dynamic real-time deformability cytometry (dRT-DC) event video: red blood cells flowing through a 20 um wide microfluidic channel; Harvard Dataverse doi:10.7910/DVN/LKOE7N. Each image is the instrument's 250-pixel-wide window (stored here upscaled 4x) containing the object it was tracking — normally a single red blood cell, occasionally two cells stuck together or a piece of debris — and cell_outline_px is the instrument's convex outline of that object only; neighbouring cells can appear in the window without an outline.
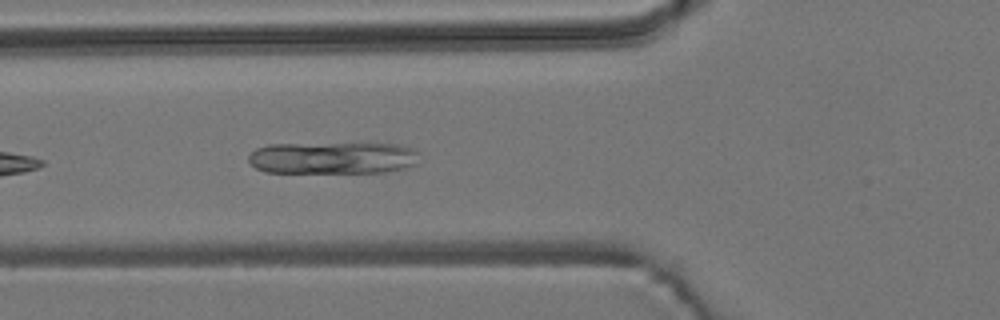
{"species": "common noctule bat (a hibernating species)", "species_latin": "Nyctalus noctula", "temperature_condition": "room temperature", "stored_images_in_passage": 5, "camera_frame_rate_fps": 3000, "um_per_image_px": 0.085, "animal": {"sex": "male", "body_mass_g": 19.2, "forearm_length_mm": 51.8}, "frame": {"image": 1, "passage_image": 5, "time_ms": 4.667, "image_size_px": [1000, 320], "cell_outline_px": [[416, 164], [404, 168], [384, 172], [264, 172], [256, 168], [248, 160], [248, 156], [256, 148], [268, 144], [400, 144], [416, 148]], "centroid_in_image_um": [28.27, 13.41], "position_along_channel_um": 97.5, "area_um2": 31.73}}